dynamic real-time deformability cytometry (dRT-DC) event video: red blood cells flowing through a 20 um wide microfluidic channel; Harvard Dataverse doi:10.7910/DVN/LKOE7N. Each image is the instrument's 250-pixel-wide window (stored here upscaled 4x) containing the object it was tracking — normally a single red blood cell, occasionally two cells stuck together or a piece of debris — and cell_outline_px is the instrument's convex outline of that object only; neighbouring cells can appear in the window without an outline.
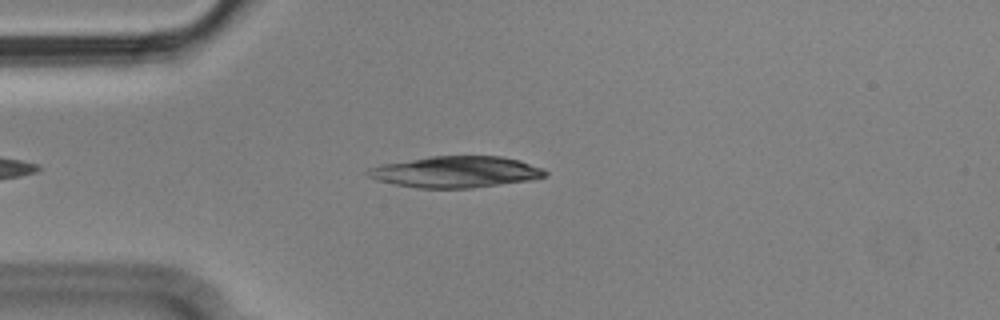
{"species": "Egyptian fruit bat (a non-hibernating species)", "species_latin": "Rousettus aegyptiacus", "temperature_condition": "cold", "stored_images_in_passage": 40, "camera_frame_rate_fps": 3000, "um_per_image_px": 0.085, "animal": {"sex": "male"}, "frame": {"image": 1, "passage_image": 3, "time_ms": 0.667, "image_size_px": [1000, 320], "cell_outline_px": [[548, 176], [532, 180], [472, 188], [416, 188], [376, 180], [368, 176], [364, 172], [368, 168], [380, 164], [428, 156], [500, 156], [520, 160], [544, 168], [548, 172]], "centroid_in_image_um": [38.75, 14.61], "position_along_channel_um": 46.2, "area_um2": 32.77}}
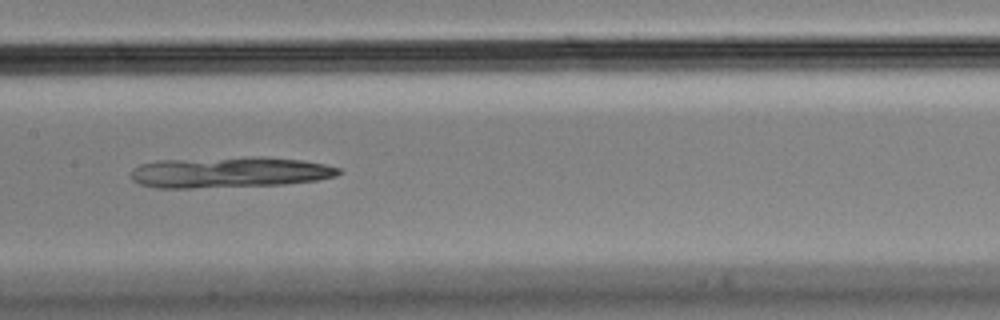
{"frame": {"image": 2, "passage_image": 16, "time_ms": 5.0, "image_size_px": [1000, 320], "cell_outline_px": [[340, 172], [336, 176], [316, 180], [284, 184], [192, 188], [156, 188], [140, 184], [132, 180], [132, 168], [140, 164], [156, 160], [252, 156], [264, 156], [300, 160], [324, 164], [340, 168]], "centroid_in_image_um": [19.46, 14.63], "position_along_channel_um": 187.9, "area_um2": 37.57}}
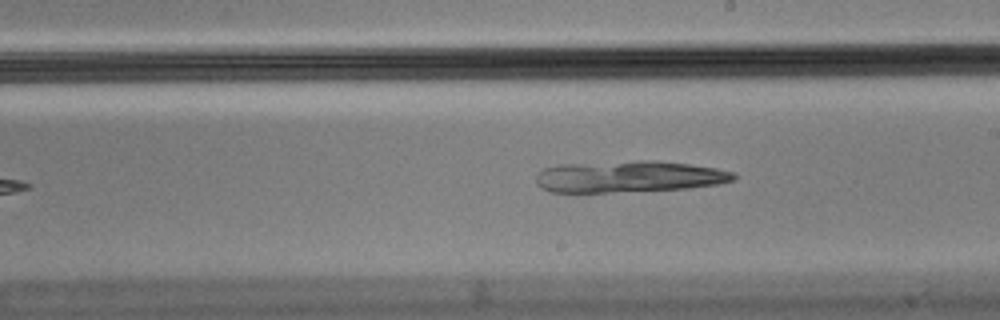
{"frame": {"image": 3, "passage_image": 20, "time_ms": 6.333, "image_size_px": [1000, 320], "cell_outline_px": [[736, 176], [732, 180], [716, 184], [688, 188], [608, 192], [552, 192], [540, 188], [536, 184], [536, 176], [544, 168], [560, 164], [636, 160], [656, 160], [688, 164], [716, 168], [736, 172]], "centroid_in_image_um": [53.43, 15.0], "position_along_channel_um": 235.6, "area_um2": 36.36}}